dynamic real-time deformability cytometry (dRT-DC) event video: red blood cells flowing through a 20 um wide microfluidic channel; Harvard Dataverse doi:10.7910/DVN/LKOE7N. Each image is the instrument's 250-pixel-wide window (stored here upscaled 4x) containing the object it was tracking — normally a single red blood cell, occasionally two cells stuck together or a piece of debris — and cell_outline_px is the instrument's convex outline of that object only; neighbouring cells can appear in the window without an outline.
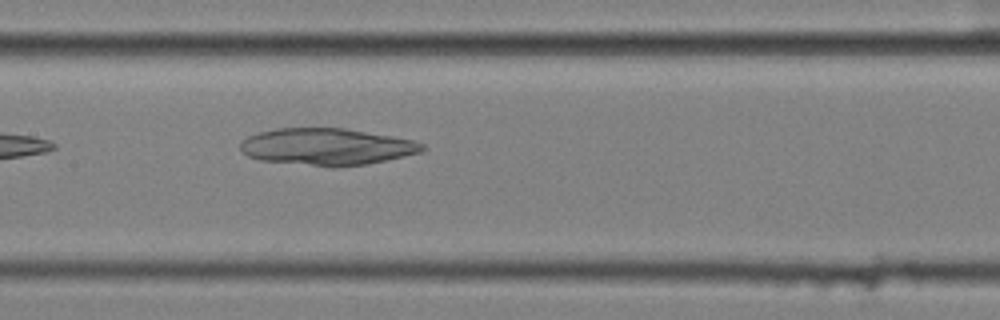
{"species": "common noctule bat (a hibernating species)", "species_latin": "Nyctalus noctula", "temperature_condition": "cold", "stored_images_in_passage": 6, "camera_frame_rate_fps": 3000, "um_per_image_px": 0.085, "animal": {"sex": "female", "body_mass_g": 25.1}, "frame": {"image": 1, "passage_image": 6, "time_ms": 1.667, "image_size_px": [1000, 320], "cell_outline_px": [[428, 148], [420, 152], [404, 156], [368, 164], [336, 168], [332, 168], [260, 160], [248, 156], [240, 148], [240, 140], [248, 136], [260, 132], [276, 128], [344, 128], [412, 140], [424, 144]], "centroid_in_image_um": [27.76, 12.49], "position_along_channel_um": 179.6, "area_um2": 39.25}}